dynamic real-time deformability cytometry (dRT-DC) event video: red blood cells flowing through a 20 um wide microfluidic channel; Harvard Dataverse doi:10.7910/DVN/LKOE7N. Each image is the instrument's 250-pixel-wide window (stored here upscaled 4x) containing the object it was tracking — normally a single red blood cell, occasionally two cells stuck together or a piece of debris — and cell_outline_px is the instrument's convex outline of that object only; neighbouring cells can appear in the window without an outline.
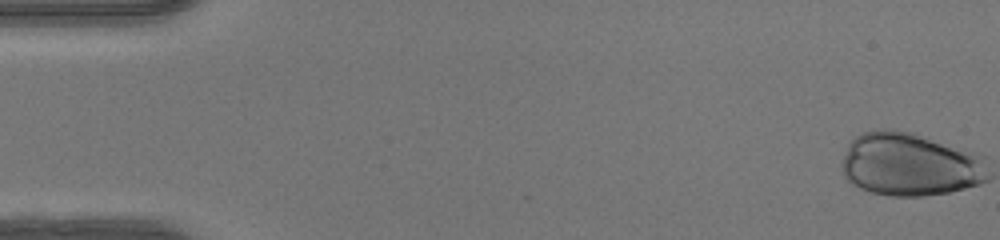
{"species": "human", "species_latin": "Homo sapiens", "temperature_condition": "warm", "stored_images_in_passage": 50, "segment_of_instrument_passage": [1, 2], "camera_frame_rate_fps": 3000, "um_per_image_px": 0.085, "donor": {"sex": "female"}, "frame": {"image": 1, "passage_image": 1, "time_ms": 0.0, "image_size_px": [1000, 240], "cell_outline_px": [[972, 184], [960, 188], [944, 192], [880, 192], [868, 188], [860, 184], [848, 172], [848, 160], [852, 152], [856, 152], [964, 176], [972, 180]], "centroid_in_image_um": [76.6, 14.95], "position_along_channel_um": 8.4, "area_um2": 22.37}}